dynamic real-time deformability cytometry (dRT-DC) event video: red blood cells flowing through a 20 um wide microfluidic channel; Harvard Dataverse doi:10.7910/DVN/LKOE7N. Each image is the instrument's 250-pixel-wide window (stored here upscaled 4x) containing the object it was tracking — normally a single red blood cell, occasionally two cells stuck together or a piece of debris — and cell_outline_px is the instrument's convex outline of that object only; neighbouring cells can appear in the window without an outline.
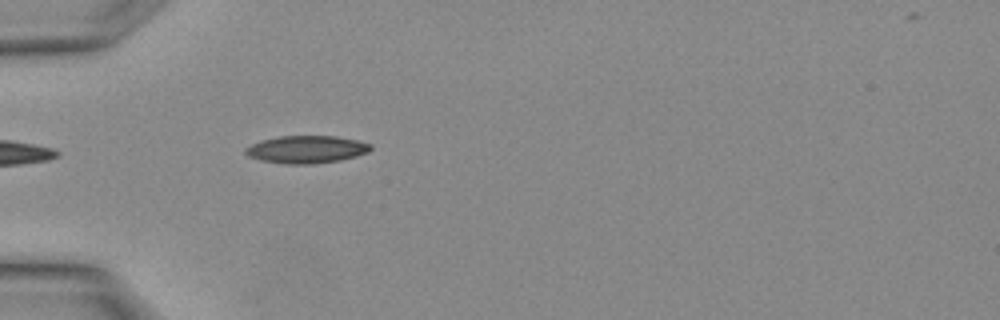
{"species": "Egyptian fruit bat (a non-hibernating species)", "species_latin": "Rousettus aegyptiacus", "temperature_condition": "warm", "stored_images_in_passage": 5, "camera_frame_rate_fps": 3000, "um_per_image_px": 0.085, "animal": {"sex": "female"}, "frame": {"image": 1, "passage_image": 1, "time_ms": 0.0, "image_size_px": [1000, 320], "cell_outline_px": [[372, 148], [368, 152], [356, 156], [340, 160], [312, 164], [284, 164], [260, 160], [248, 156], [244, 152], [244, 148], [252, 144], [264, 140], [280, 136], [336, 136], [356, 140], [372, 144]], "centroid_in_image_um": [26.05, 12.7], "position_along_channel_um": 59.0, "area_um2": 20.06}}
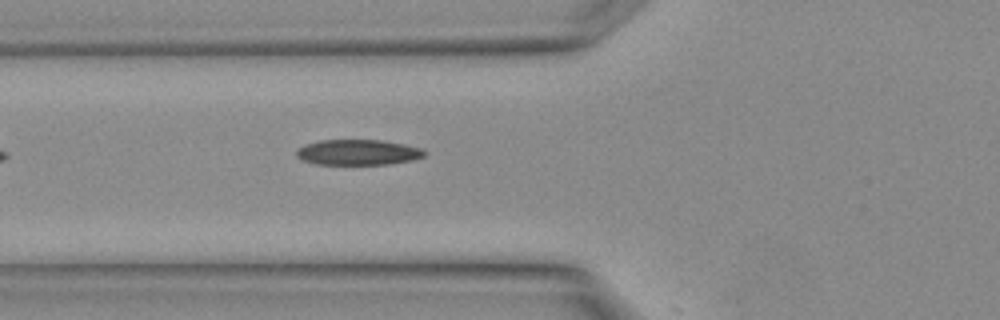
{"frame": {"image": 2, "passage_image": 3, "time_ms": 0.667, "image_size_px": [1000, 320], "cell_outline_px": [[428, 152], [424, 156], [412, 160], [388, 164], [316, 164], [304, 160], [296, 156], [296, 148], [304, 144], [320, 140], [380, 140], [404, 144], [424, 148]], "centroid_in_image_um": [30.44, 12.94], "position_along_channel_um": 95.4, "area_um2": 19.13}}
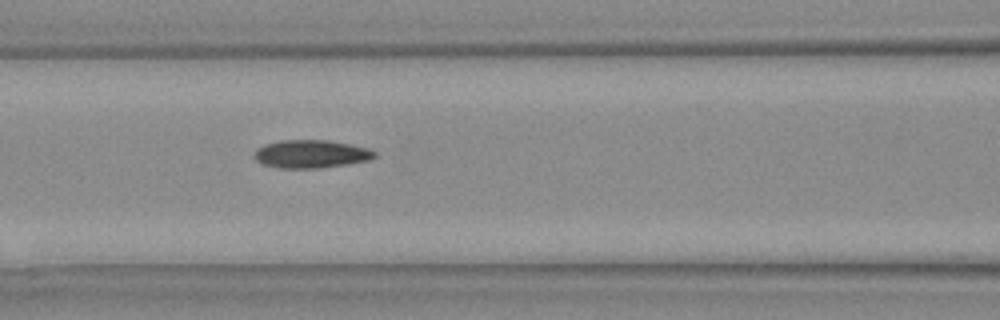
{"frame": {"image": 3, "passage_image": 5, "time_ms": 1.333, "image_size_px": [1000, 320], "cell_outline_px": [[376, 156], [368, 160], [348, 164], [320, 168], [280, 168], [264, 164], [256, 160], [252, 156], [256, 148], [264, 144], [280, 140], [328, 140], [368, 148], [376, 152]], "centroid_in_image_um": [26.4, 13.08], "position_along_channel_um": 140.2, "area_um2": 19.71}}